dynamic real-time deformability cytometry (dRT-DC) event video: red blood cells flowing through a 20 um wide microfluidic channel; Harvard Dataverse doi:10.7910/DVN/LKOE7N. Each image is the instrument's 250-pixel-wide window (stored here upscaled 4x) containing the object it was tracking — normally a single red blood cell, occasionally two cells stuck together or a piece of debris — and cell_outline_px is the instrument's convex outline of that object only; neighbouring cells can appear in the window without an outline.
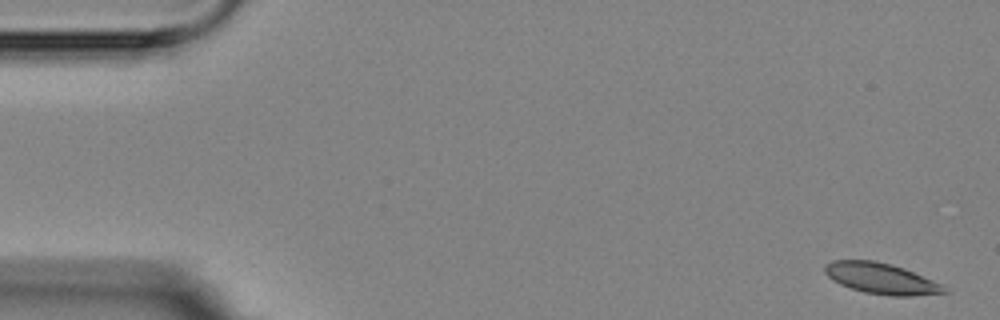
{"species": "Egyptian fruit bat (a non-hibernating species)", "species_latin": "Rousettus aegyptiacus", "temperature_condition": "room temperature", "stored_images_in_passage": 5, "camera_frame_rate_fps": 3000, "um_per_image_px": 0.085, "animal": {"sex": "female"}, "frame": {"image": 1, "passage_image": 1, "time_ms": 0.0, "image_size_px": [1000, 320], "cell_outline_px": [[948, 292], [912, 296], [888, 296], [864, 292], [840, 284], [832, 280], [824, 272], [824, 264], [832, 260], [872, 260], [904, 268], [932, 280], [940, 284]], "centroid_in_image_um": [74.84, 23.67], "position_along_channel_um": 10.2, "area_um2": 21.27}}
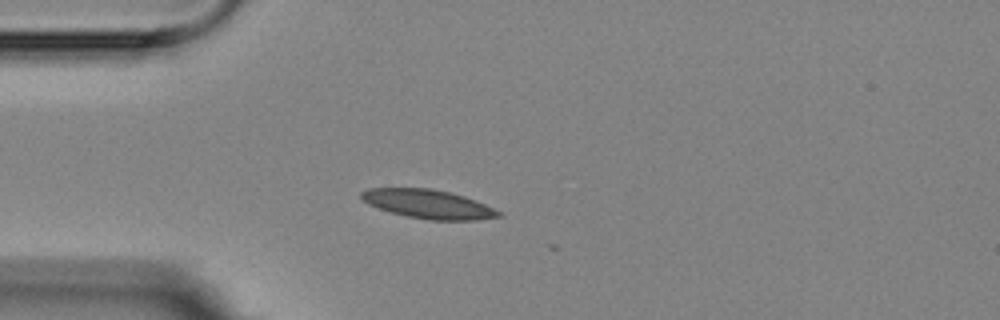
{"frame": {"image": 2, "passage_image": 4, "time_ms": 4.333, "image_size_px": [1000, 320], "cell_outline_px": [[504, 216], [476, 220], [428, 220], [408, 216], [392, 212], [368, 204], [360, 196], [360, 192], [368, 188], [432, 188], [464, 196], [504, 212]], "centroid_in_image_um": [36.44, 17.35], "position_along_channel_um": 48.6, "area_um2": 23.0}}